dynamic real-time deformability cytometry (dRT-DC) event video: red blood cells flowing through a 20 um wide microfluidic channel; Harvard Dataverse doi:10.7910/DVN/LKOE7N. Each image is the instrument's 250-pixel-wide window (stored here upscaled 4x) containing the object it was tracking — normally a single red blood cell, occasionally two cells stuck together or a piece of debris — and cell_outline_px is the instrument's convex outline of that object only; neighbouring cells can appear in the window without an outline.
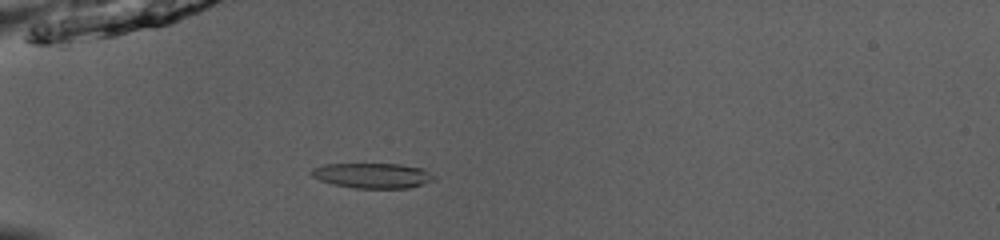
{"species": "common noctule bat (a hibernating species)", "species_latin": "Nyctalus noctula", "temperature_condition": "room temperature", "stored_images_in_passage": 49, "camera_frame_rate_fps": 3000, "um_per_image_px": 0.085, "animal": {"sex": "male", "body_mass_g": 13.0, "forearm_length_mm": 53.1}, "frame": {"image": 1, "passage_image": 14, "time_ms": 4.333, "image_size_px": [1000, 240], "cell_outline_px": [[436, 176], [432, 180], [408, 188], [356, 188], [332, 184], [320, 180], [312, 176], [312, 168], [324, 164], [400, 164], [424, 168]], "centroid_in_image_um": [31.67, 14.91], "position_along_channel_um": 53.3, "area_um2": 17.86}}
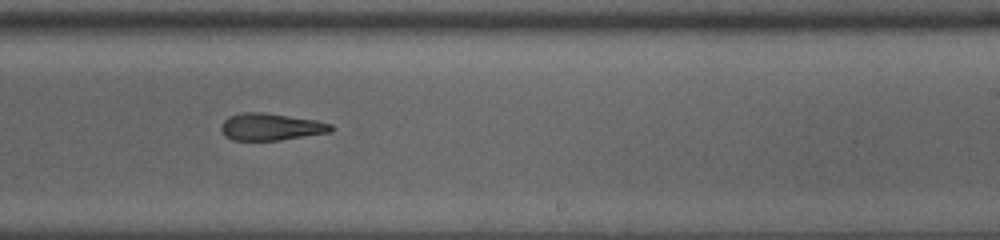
{"frame": {"image": 2, "passage_image": 31, "time_ms": 10.0, "image_size_px": [1000, 240], "cell_outline_px": [[332, 132], [280, 140], [232, 140], [224, 136], [220, 128], [220, 124], [228, 116], [244, 112], [260, 112], [316, 120], [332, 124]], "centroid_in_image_um": [22.99, 10.79], "position_along_channel_um": 266.0, "area_um2": 17.34}}
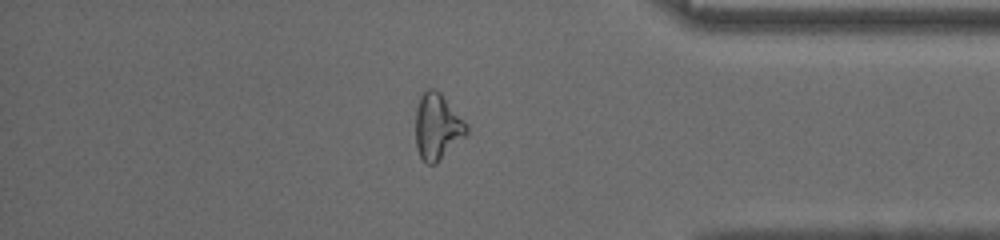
{"frame": {"image": 3, "passage_image": 42, "time_ms": 13.667, "image_size_px": [1000, 240], "cell_outline_px": [[468, 132], [436, 164], [428, 164], [420, 156], [416, 148], [416, 108], [420, 96], [428, 88], [432, 88], [440, 92], [468, 128]], "centroid_in_image_um": [37.13, 10.77], "position_along_channel_um": 398.1, "area_um2": 19.07}}